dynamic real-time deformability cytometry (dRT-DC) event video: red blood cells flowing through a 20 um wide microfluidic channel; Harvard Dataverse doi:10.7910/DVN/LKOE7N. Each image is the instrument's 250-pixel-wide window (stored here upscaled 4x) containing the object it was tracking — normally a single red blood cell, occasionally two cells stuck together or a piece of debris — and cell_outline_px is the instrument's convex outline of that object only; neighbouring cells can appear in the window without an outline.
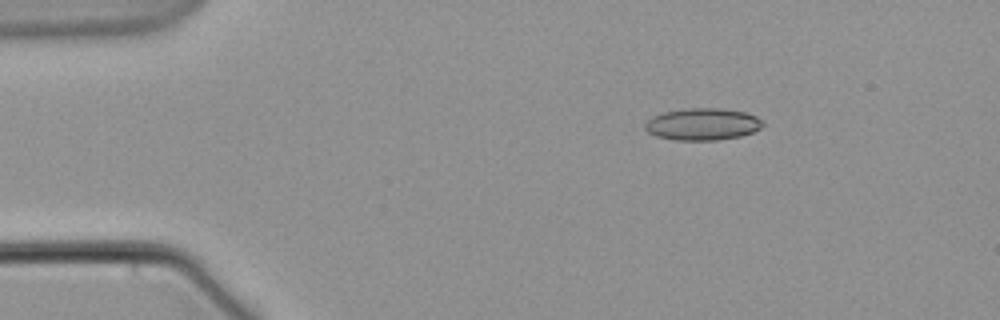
{"species": "common noctule bat (a hibernating species)", "species_latin": "Nyctalus noctula", "temperature_condition": "warm", "stored_images_in_passage": 3, "camera_frame_rate_fps": 3000, "um_per_image_px": 0.085, "animal": {"sex": "male", "body_mass_g": 21.5, "forearm_length_mm": 52.0}, "frame": {"image": 1, "passage_image": 1, "time_ms": 0.0, "image_size_px": [1000, 320], "cell_outline_px": [[764, 124], [760, 128], [752, 132], [740, 136], [716, 140], [676, 140], [656, 136], [648, 132], [644, 128], [644, 124], [652, 116], [664, 112], [692, 108], [720, 108], [744, 112], [756, 116], [764, 120]], "centroid_in_image_um": [59.72, 10.56], "position_along_channel_um": 25.3, "area_um2": 21.91}}